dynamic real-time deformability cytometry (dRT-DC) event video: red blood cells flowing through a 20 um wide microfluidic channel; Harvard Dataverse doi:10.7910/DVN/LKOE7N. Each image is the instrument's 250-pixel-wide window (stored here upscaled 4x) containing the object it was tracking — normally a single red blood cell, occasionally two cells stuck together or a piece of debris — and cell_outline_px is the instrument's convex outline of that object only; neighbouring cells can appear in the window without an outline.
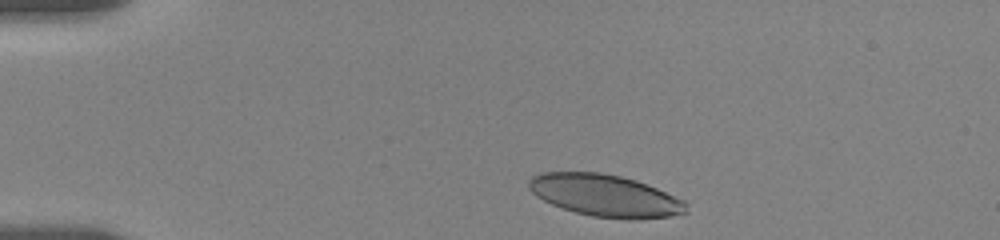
{"species": "human", "species_latin": "Homo sapiens", "temperature_condition": "room temperature", "stored_images_in_passage": 11, "camera_frame_rate_fps": 3000, "um_per_image_px": 0.085, "donor": {"sex": "female"}, "frame": {"image": 1, "passage_image": 1, "time_ms": 0.0, "image_size_px": [1000, 240], "cell_outline_px": [[688, 212], [672, 216], [640, 220], [628, 220], [592, 216], [576, 212], [552, 204], [536, 196], [528, 188], [528, 180], [532, 176], [540, 172], [600, 172], [620, 176], [636, 180], [656, 188], [684, 200], [688, 204]], "centroid_in_image_um": [51.46, 16.63], "position_along_channel_um": 33.5, "area_um2": 38.78}}
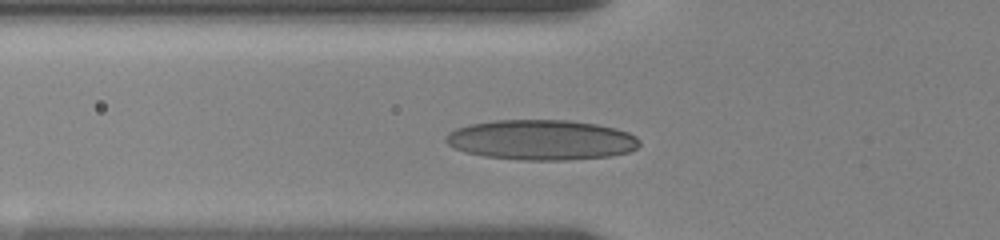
{"frame": {"image": 2, "passage_image": 7, "time_ms": 3.0, "image_size_px": [1000, 240], "cell_outline_px": [[640, 144], [636, 148], [628, 152], [608, 156], [568, 160], [520, 160], [484, 156], [464, 152], [448, 144], [444, 140], [444, 136], [448, 132], [456, 128], [468, 124], [492, 120], [568, 120], [596, 124], [616, 128], [628, 132], [636, 136], [640, 140]], "centroid_in_image_um": [45.99, 11.89], "position_along_channel_um": 79.8, "area_um2": 45.6}}
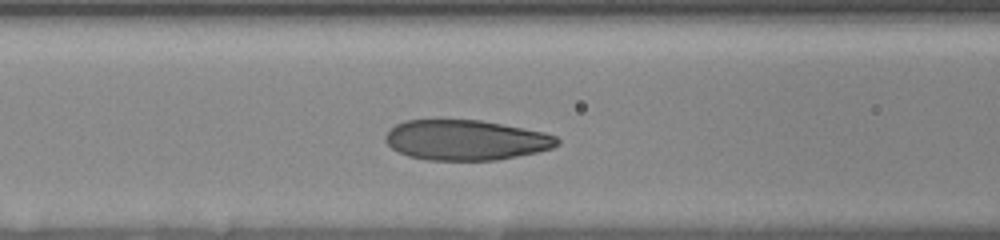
{"frame": {"image": 3, "passage_image": 10, "time_ms": 4.333, "image_size_px": [1000, 240], "cell_outline_px": [[560, 144], [552, 148], [536, 152], [496, 160], [428, 160], [408, 156], [392, 148], [384, 140], [384, 136], [396, 124], [404, 120], [480, 120], [544, 132], [556, 136], [560, 140]], "centroid_in_image_um": [39.59, 11.9], "position_along_channel_um": 127.0, "area_um2": 40.11}}